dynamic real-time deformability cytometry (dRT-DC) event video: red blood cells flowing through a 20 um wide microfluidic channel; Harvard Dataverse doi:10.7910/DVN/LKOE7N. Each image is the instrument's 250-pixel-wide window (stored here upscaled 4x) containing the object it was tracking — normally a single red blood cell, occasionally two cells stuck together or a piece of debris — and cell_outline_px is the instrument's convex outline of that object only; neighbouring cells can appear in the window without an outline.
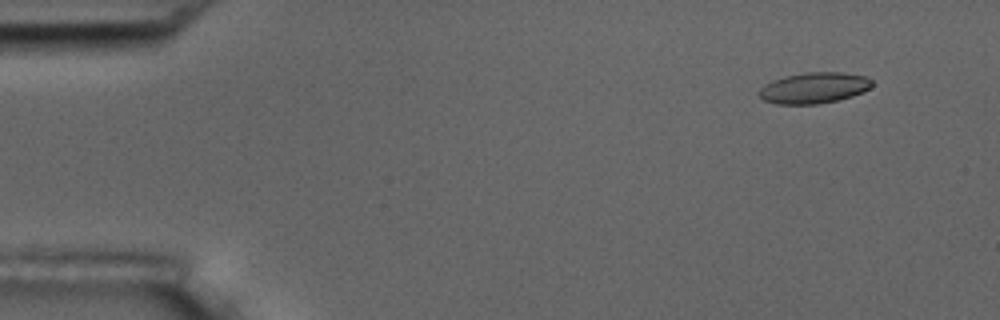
{"species": "common noctule bat (a hibernating species)", "species_latin": "Nyctalus noctula", "temperature_condition": "room temperature", "stored_images_in_passage": 18, "camera_frame_rate_fps": 3000, "um_per_image_px": 0.085, "animal": {"sex": "male", "body_mass_g": 17.5, "forearm_length_mm": 52.3}, "frame": {"image": 1, "passage_image": 5, "time_ms": 1.333, "image_size_px": [1000, 320], "cell_outline_px": [[872, 84], [864, 92], [852, 96], [820, 104], [776, 104], [764, 100], [760, 96], [760, 88], [764, 84], [772, 80], [784, 76], [804, 72], [840, 72], [864, 76], [872, 80]], "centroid_in_image_um": [69.17, 7.47], "position_along_channel_um": 15.8, "area_um2": 20.35}}
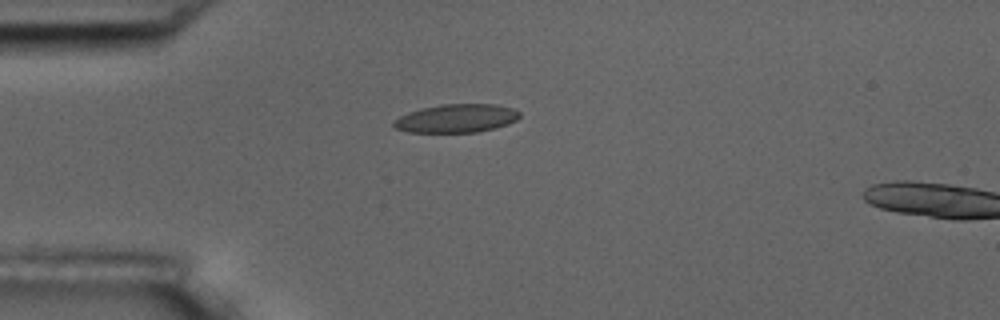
{"frame": {"image": 2, "passage_image": 15, "time_ms": 4.667, "image_size_px": [1000, 320], "cell_outline_px": [[520, 116], [516, 120], [508, 124], [496, 128], [476, 132], [408, 132], [396, 128], [392, 124], [392, 120], [408, 112], [420, 108], [440, 104], [496, 104], [512, 108], [520, 112]], "centroid_in_image_um": [38.78, 10.05], "position_along_channel_um": 46.2, "area_um2": 20.98}}